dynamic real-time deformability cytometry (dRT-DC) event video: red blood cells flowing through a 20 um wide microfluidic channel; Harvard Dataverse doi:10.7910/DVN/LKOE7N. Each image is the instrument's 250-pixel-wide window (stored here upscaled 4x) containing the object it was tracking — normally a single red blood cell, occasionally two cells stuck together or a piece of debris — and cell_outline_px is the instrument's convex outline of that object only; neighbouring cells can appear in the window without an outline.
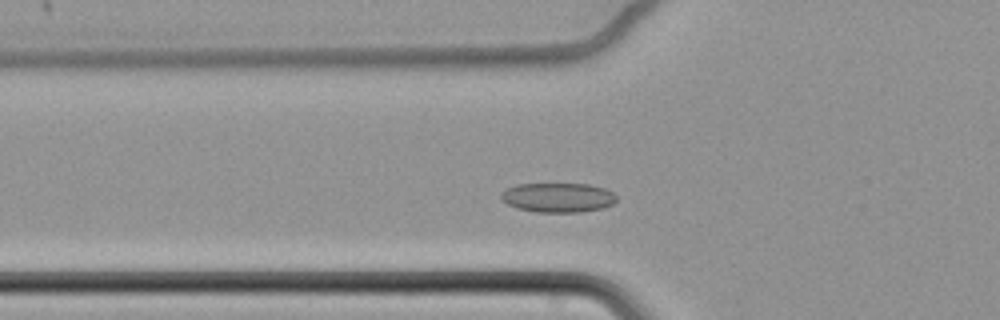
{"species": "common noctule bat (a hibernating species)", "species_latin": "Nyctalus noctula", "temperature_condition": "cold", "stored_images_in_passage": 54, "camera_frame_rate_fps": 3000, "um_per_image_px": 0.085, "animal": {"sex": "female", "body_mass_g": 22.7, "forearm_length_mm": 54.2}, "frame": {"image": 1, "passage_image": 14, "time_ms": 4.333, "image_size_px": [1000, 320], "cell_outline_px": [[616, 200], [612, 204], [604, 208], [580, 212], [536, 212], [516, 208], [508, 204], [500, 196], [500, 192], [516, 184], [588, 184], [604, 188], [612, 192], [616, 196]], "centroid_in_image_um": [47.42, 16.79], "position_along_channel_um": 78.4, "area_um2": 19.83}}
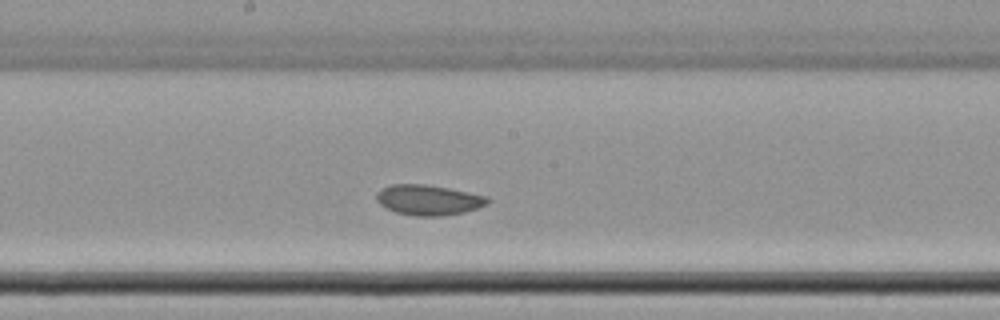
{"frame": {"image": 2, "passage_image": 26, "time_ms": 8.333, "image_size_px": [1000, 320], "cell_outline_px": [[488, 204], [464, 212], [444, 216], [412, 216], [396, 212], [380, 204], [376, 200], [376, 192], [380, 188], [392, 184], [424, 184], [448, 188], [484, 196], [488, 200]], "centroid_in_image_um": [36.35, 17.0], "position_along_channel_um": 211.8, "area_um2": 19.48}}
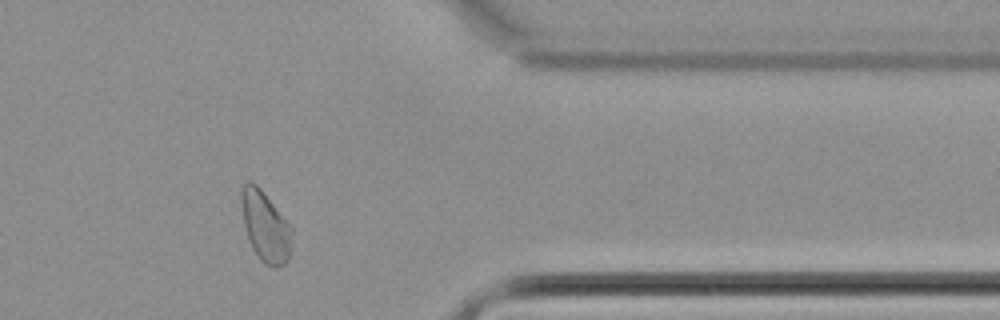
{"frame": {"image": 3, "passage_image": 43, "time_ms": 14.0, "image_size_px": [1000, 320], "cell_outline_px": [[292, 232], [288, 260], [284, 264], [264, 264], [260, 260], [252, 248], [248, 240], [244, 224], [240, 200], [240, 188], [248, 180], [256, 184], [260, 188], [292, 224]], "centroid_in_image_um": [22.54, 19.18], "position_along_channel_um": 388.9, "area_um2": 20.81}, "authors_computed_cell_mechanics": {"area_um2": 20.2878, "velocity_mm_per_s": 3.3621, "shape_relaxation_time_tau1_ms": null, "shape_relaxation_time_tau2_ms": 2.4846, "deformation_change_tau1": null, "deformation_change_tau2": 0.0552}}